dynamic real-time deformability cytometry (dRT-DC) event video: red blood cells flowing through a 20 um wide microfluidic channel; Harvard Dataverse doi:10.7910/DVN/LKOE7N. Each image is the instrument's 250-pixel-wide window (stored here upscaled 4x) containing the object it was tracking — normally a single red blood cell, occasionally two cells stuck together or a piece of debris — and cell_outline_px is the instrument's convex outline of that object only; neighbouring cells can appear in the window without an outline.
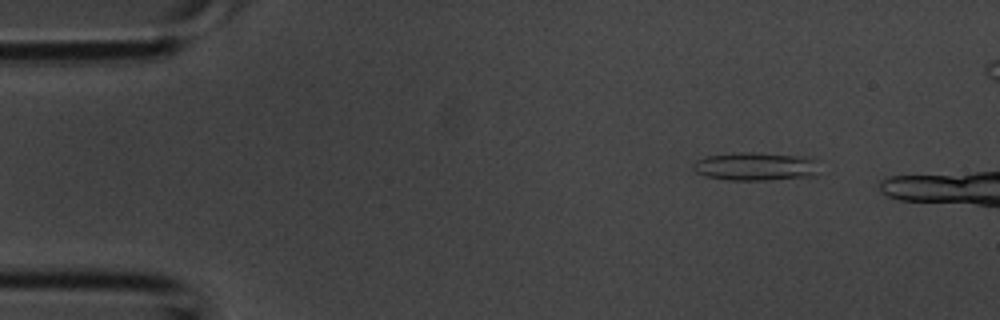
{"species": "common noctule bat (a hibernating species)", "species_latin": "Nyctalus noctula", "temperature_condition": "room temperature", "stored_images_in_passage": 6, "camera_frame_rate_fps": 3000, "um_per_image_px": 0.085, "animal": {"sex": "male", "body_mass_g": 20.1, "forearm_length_mm": 53.5}, "frame": {"image": 1, "passage_image": 1, "time_ms": 0.0, "image_size_px": [1000, 320], "cell_outline_px": [[816, 176], [772, 180], [728, 180], [704, 176], [696, 172], [692, 168], [692, 164], [696, 160], [708, 156], [736, 152], [756, 152], [808, 156], [816, 160]], "centroid_in_image_um": [64.22, 14.14], "position_along_channel_um": 20.8, "area_um2": 21.15}}